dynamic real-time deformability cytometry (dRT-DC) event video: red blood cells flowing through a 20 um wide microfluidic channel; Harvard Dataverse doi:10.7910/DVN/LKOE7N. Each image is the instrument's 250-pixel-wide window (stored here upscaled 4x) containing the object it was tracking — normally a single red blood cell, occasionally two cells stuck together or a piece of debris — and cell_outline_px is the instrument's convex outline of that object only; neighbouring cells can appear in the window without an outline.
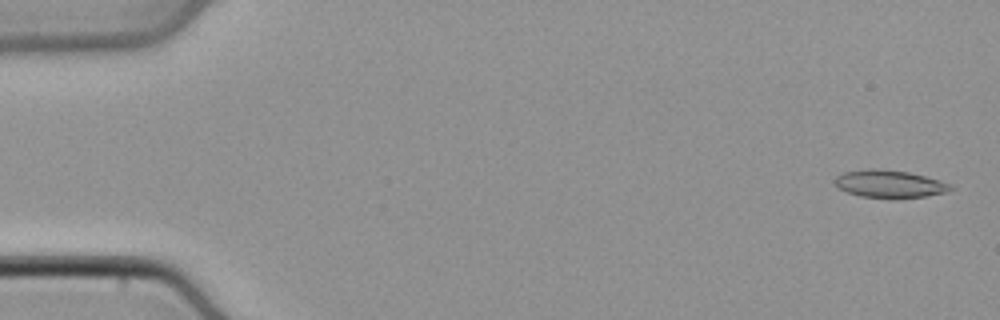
{"species": "common noctule bat (a hibernating species)", "species_latin": "Nyctalus noctula", "temperature_condition": "cold", "stored_images_in_passage": 47, "camera_frame_rate_fps": 3000, "um_per_image_px": 0.085, "animal": {"sex": "male", "body_mass_g": 21.5, "forearm_length_mm": 52.0}, "frame": {"image": 1, "passage_image": 2, "time_ms": 0.333, "image_size_px": [1000, 320], "cell_outline_px": [[956, 188], [944, 192], [924, 196], [860, 196], [848, 192], [840, 188], [832, 180], [836, 176], [844, 172], [868, 168], [876, 168], [908, 172], [940, 180], [952, 184]], "centroid_in_image_um": [75.6, 15.59], "position_along_channel_um": 9.4, "area_um2": 18.03}}
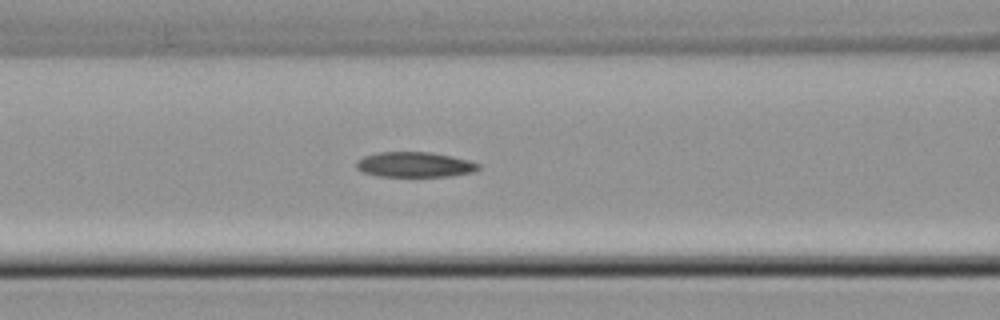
{"frame": {"image": 2, "passage_image": 21, "time_ms": 6.667, "image_size_px": [1000, 320], "cell_outline_px": [[480, 168], [472, 172], [448, 176], [380, 176], [364, 172], [356, 168], [356, 160], [364, 156], [376, 152], [432, 152], [452, 156], [468, 160], [480, 164]], "centroid_in_image_um": [35.23, 13.98], "position_along_channel_um": 131.4, "area_um2": 17.86}}
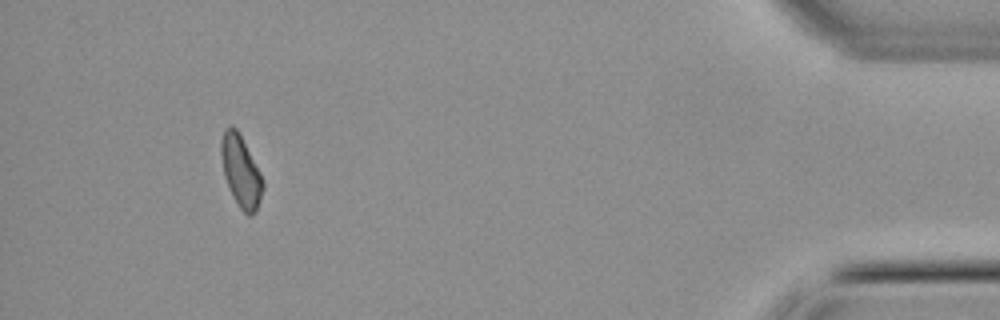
{"frame": {"image": 3, "passage_image": 46, "time_ms": 15.0, "image_size_px": [1000, 320], "cell_outline_px": [[264, 188], [256, 212], [252, 216], [248, 216], [240, 208], [224, 176], [220, 152], [220, 140], [224, 128], [232, 124], [236, 128], [260, 172], [264, 184]], "centroid_in_image_um": [20.47, 14.54], "position_along_channel_um": 414.7, "area_um2": 17.22}}